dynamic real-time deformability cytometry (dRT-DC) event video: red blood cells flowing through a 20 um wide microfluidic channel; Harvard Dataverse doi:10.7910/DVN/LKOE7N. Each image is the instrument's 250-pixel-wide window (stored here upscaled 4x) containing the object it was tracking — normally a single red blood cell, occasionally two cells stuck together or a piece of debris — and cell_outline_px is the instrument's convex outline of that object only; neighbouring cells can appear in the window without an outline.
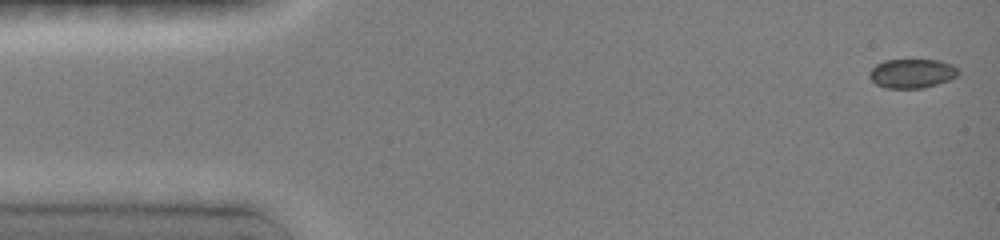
{"species": "common noctule bat (a hibernating species)", "species_latin": "Nyctalus noctula", "temperature_condition": "room temperature", "stored_images_in_passage": 49, "camera_frame_rate_fps": 3000, "um_per_image_px": 0.085, "animal": {"sex": "female", "body_mass_g": 19.0, "forearm_length_mm": 51.5}, "frame": {"image": 1, "passage_image": 1, "time_ms": 0.0, "image_size_px": [1000, 240], "cell_outline_px": [[960, 72], [956, 76], [948, 80], [924, 88], [884, 88], [876, 84], [868, 76], [868, 72], [876, 64], [884, 60], [940, 60], [952, 64]], "centroid_in_image_um": [77.49, 6.24], "position_along_channel_um": 7.5, "area_um2": 15.14}}
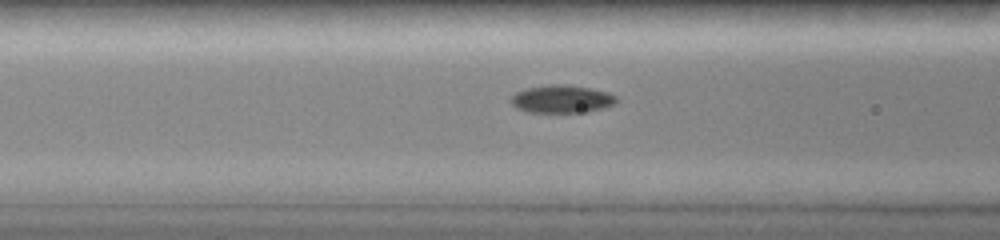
{"frame": {"image": 2, "passage_image": 16, "time_ms": 5.667, "image_size_px": [1000, 240], "cell_outline_px": [[616, 100], [612, 104], [588, 112], [528, 112], [516, 108], [508, 100], [516, 92], [528, 88], [552, 84], [564, 84], [588, 88], [608, 92], [616, 96]], "centroid_in_image_um": [47.69, 8.42], "position_along_channel_um": 118.9, "area_um2": 16.88}}
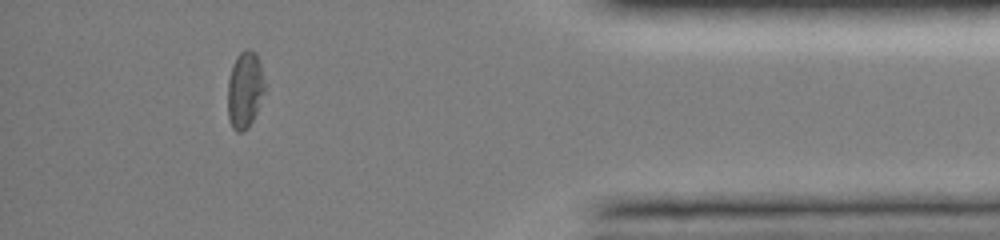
{"frame": {"image": 3, "passage_image": 45, "time_ms": 13.667, "image_size_px": [1000, 240], "cell_outline_px": [[264, 92], [256, 112], [248, 128], [244, 132], [236, 132], [232, 128], [228, 116], [228, 80], [232, 64], [236, 56], [244, 48], [248, 48], [256, 52], [260, 64], [264, 80]], "centroid_in_image_um": [20.79, 7.61], "position_along_channel_um": 414.4, "area_um2": 16.65}, "authors_computed_cell_mechanics": {"area_um2": 16.762, "velocity_mm_per_s": 4.0616, "shape_relaxation_time_tau1_ms": null, "shape_relaxation_time_tau2_ms": 10.7408, "deformation_change_tau1": null, "deformation_change_tau2": 0.1368}}